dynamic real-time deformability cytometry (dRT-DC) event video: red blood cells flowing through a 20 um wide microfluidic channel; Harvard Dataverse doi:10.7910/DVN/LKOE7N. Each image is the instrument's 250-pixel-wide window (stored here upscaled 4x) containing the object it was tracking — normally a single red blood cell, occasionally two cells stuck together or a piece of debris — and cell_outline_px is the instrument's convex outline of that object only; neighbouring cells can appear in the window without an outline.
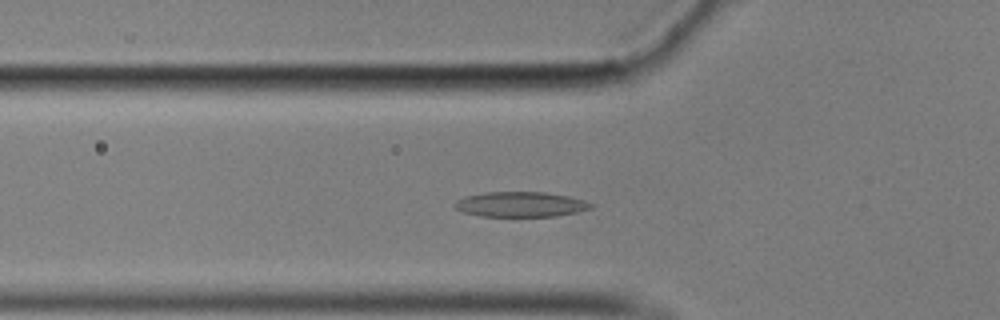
{"species": "common noctule bat (a hibernating species)", "species_latin": "Nyctalus noctula", "temperature_condition": "cold", "stored_images_in_passage": 58, "camera_frame_rate_fps": 3000, "um_per_image_px": 0.085, "animal": {"sex": "male", "body_mass_g": 17.9}, "frame": {"image": 1, "passage_image": 19, "time_ms": 6.0, "image_size_px": [1000, 320], "cell_outline_px": [[592, 208], [576, 212], [556, 216], [480, 216], [464, 212], [456, 208], [452, 204], [456, 200], [464, 196], [484, 192], [544, 192], [568, 196], [584, 200], [592, 204]], "centroid_in_image_um": [44.21, 17.36], "position_along_channel_um": 81.6, "area_um2": 19.88}}
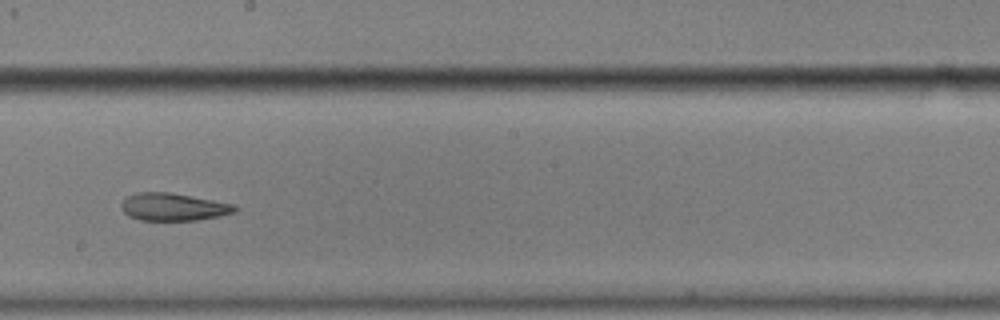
{"frame": {"image": 2, "passage_image": 32, "time_ms": 10.333, "image_size_px": [1000, 320], "cell_outline_px": [[240, 208], [236, 212], [220, 216], [196, 220], [140, 220], [128, 216], [120, 208], [120, 204], [128, 196], [140, 192], [168, 192], [236, 204]], "centroid_in_image_um": [14.77, 17.59], "position_along_channel_um": 233.4, "area_um2": 18.32}}
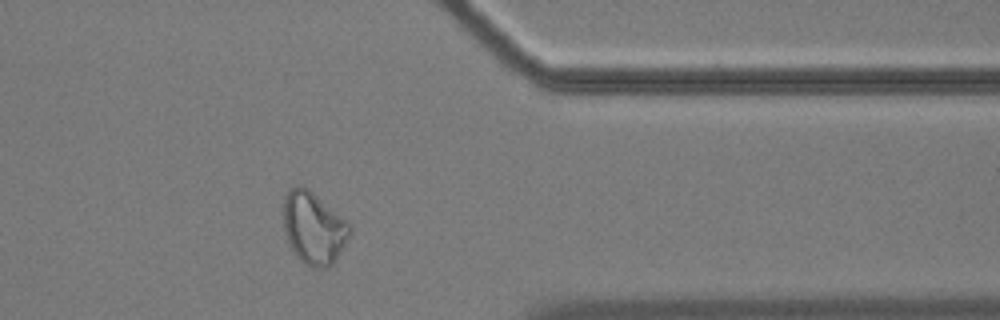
{"frame": {"image": 3, "passage_image": 46, "time_ms": 15.0, "image_size_px": [1000, 320], "cell_outline_px": [[352, 228], [336, 260], [328, 268], [312, 268], [304, 264], [300, 260], [292, 248], [288, 240], [284, 228], [284, 196], [288, 188], [296, 184], [300, 184], [308, 188], [344, 220]], "centroid_in_image_um": [26.62, 19.37], "position_along_channel_um": 384.8, "area_um2": 27.51}, "authors_computed_cell_mechanics": {"area_um2": 20.1433, "velocity_mm_per_s": 3.4926, "shape_relaxation_time_tau1_ms": null, "shape_relaxation_time_tau2_ms": 2.5446, "deformation_change_tau1": null, "deformation_change_tau2": 0.0962}}